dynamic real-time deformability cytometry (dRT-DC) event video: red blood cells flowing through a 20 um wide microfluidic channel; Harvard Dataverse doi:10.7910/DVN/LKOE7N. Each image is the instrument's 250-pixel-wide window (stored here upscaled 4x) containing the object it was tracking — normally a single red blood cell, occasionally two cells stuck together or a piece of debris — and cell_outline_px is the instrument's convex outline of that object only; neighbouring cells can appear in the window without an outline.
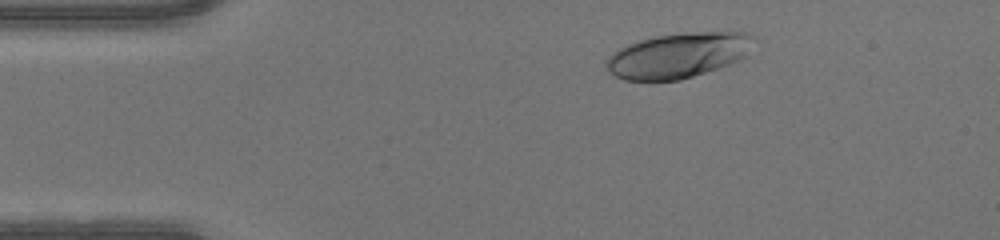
{"species": "human", "species_latin": "Homo sapiens", "temperature_condition": "warm", "stored_images_in_passage": 44, "camera_frame_rate_fps": 3000, "um_per_image_px": 0.085, "donor": {"sex": "male"}, "frame": {"image": 1, "passage_image": 4, "time_ms": 1.0, "image_size_px": [1000, 240], "cell_outline_px": [[756, 36], [744, 56], [740, 60], [680, 80], [624, 80], [608, 72], [604, 64], [604, 60], [612, 52], [628, 44], [640, 40], [656, 36], [684, 32], [744, 32]], "centroid_in_image_um": [57.59, 4.7], "position_along_channel_um": 27.4, "area_um2": 38.61}}
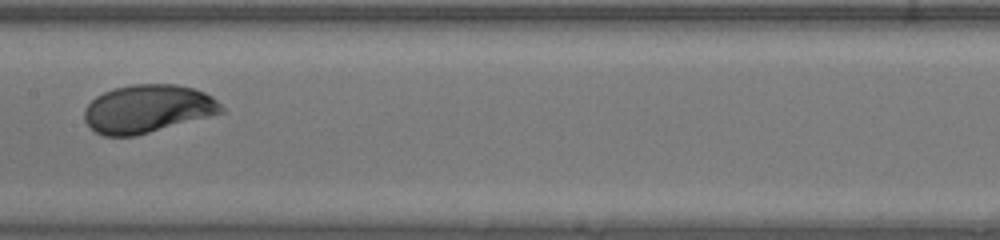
{"frame": {"image": 2, "passage_image": 20, "time_ms": 6.333, "image_size_px": [1000, 240], "cell_outline_px": [[224, 112], [148, 132], [132, 136], [104, 136], [96, 132], [84, 120], [84, 108], [96, 96], [112, 88], [132, 84], [176, 84], [192, 88], [204, 92], [212, 96], [224, 108]], "centroid_in_image_um": [12.52, 9.23], "position_along_channel_um": 194.9, "area_um2": 38.03}}
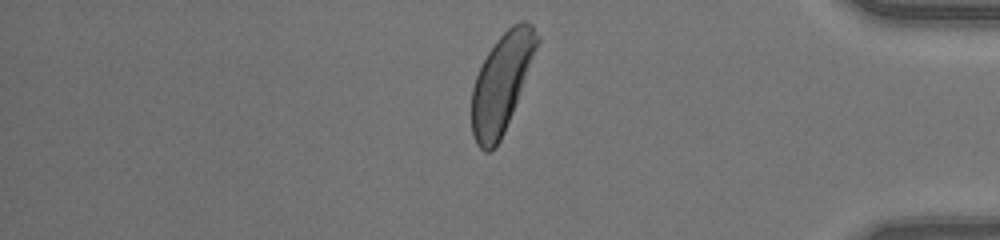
{"frame": {"image": 3, "passage_image": 36, "time_ms": 11.667, "image_size_px": [1000, 240], "cell_outline_px": [[540, 40], [512, 112], [504, 132], [500, 140], [488, 152], [484, 152], [476, 144], [472, 132], [472, 88], [476, 76], [488, 52], [496, 40], [512, 24], [520, 20], [524, 20], [532, 24], [540, 36]], "centroid_in_image_um": [42.63, 7.0], "position_along_channel_um": 392.6, "area_um2": 36.82}}